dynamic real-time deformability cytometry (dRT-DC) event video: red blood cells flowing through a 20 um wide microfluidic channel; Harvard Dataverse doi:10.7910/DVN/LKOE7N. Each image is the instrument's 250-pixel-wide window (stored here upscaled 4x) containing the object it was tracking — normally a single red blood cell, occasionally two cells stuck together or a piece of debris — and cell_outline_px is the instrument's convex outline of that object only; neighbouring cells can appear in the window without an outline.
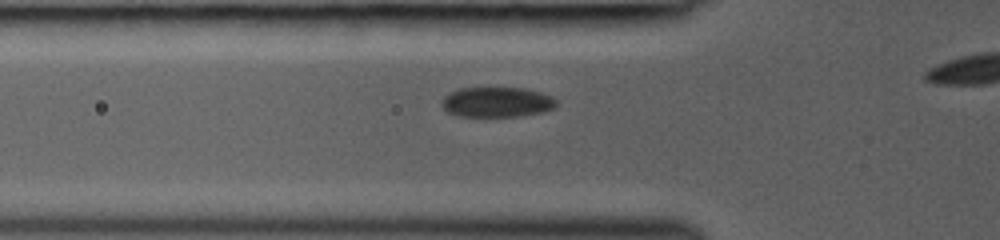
{"species": "common noctule bat (a hibernating species)", "species_latin": "Nyctalus noctula", "temperature_condition": "room temperature", "stored_images_in_passage": 32, "camera_frame_rate_fps": 3000, "um_per_image_px": 0.085, "animal": {"sex": "female", "body_mass_g": 19.0, "forearm_length_mm": 53.3}, "frame": {"image": 1, "passage_image": 8, "time_ms": 2.333, "image_size_px": [1000, 240], "cell_outline_px": [[556, 104], [552, 108], [544, 112], [520, 116], [484, 120], [460, 116], [448, 112], [440, 104], [444, 96], [448, 92], [460, 88], [524, 88], [540, 92], [552, 96], [556, 100]], "centroid_in_image_um": [42.18, 8.73], "position_along_channel_um": 83.6, "area_um2": 20.98}}
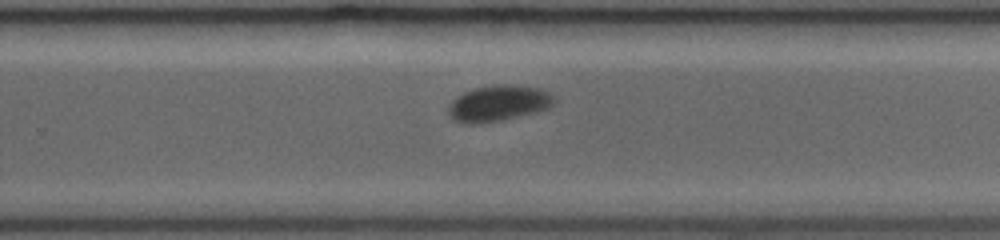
{"frame": {"image": 2, "passage_image": 22, "time_ms": 7.0, "image_size_px": [1000, 240], "cell_outline_px": [[556, 100], [548, 108], [536, 112], [500, 120], [480, 124], [468, 124], [456, 120], [448, 112], [448, 108], [452, 100], [464, 92], [476, 88], [504, 84], [508, 84], [540, 88], [548, 92]], "centroid_in_image_um": [42.38, 8.78], "position_along_channel_um": 287.4, "area_um2": 21.79}}
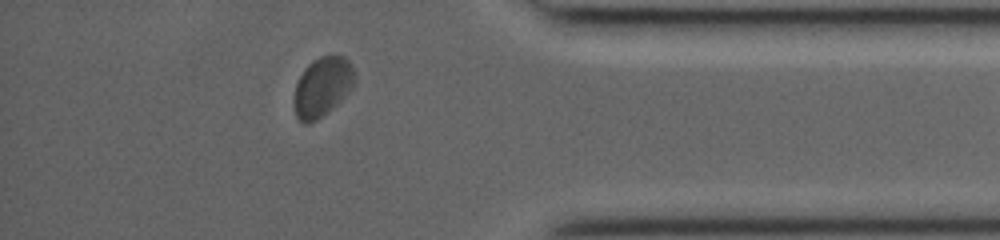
{"frame": {"image": 3, "passage_image": 31, "time_ms": 10.0, "image_size_px": [1000, 240], "cell_outline_px": [[356, 80], [352, 88], [328, 112], [316, 120], [308, 124], [304, 124], [296, 116], [296, 84], [304, 68], [312, 60], [320, 56], [332, 52], [344, 56], [352, 64], [356, 72]], "centroid_in_image_um": [27.46, 7.31], "position_along_channel_um": 407.7, "area_um2": 21.15}}